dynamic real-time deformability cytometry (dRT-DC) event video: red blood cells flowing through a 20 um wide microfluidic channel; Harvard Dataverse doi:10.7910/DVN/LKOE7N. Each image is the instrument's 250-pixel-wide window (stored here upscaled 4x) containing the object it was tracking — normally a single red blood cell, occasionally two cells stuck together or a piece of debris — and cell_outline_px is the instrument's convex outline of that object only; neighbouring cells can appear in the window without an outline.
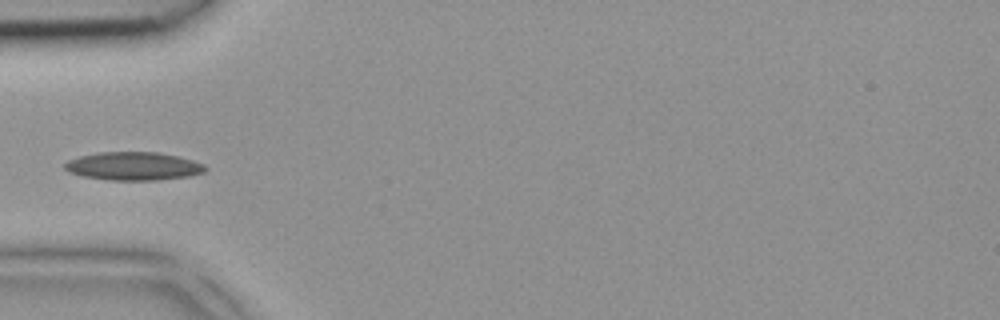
{"species": "common noctule bat (a hibernating species)", "species_latin": "Nyctalus noctula", "temperature_condition": "room temperature", "stored_images_in_passage": 4, "camera_frame_rate_fps": 3000, "um_per_image_px": 0.085, "animal": {"sex": "female", "body_mass_g": 18.4}, "frame": {"image": 1, "passage_image": 4, "time_ms": 1.0, "image_size_px": [1000, 320], "cell_outline_px": [[208, 168], [204, 172], [188, 176], [156, 180], [108, 180], [84, 176], [68, 172], [64, 168], [64, 164], [68, 160], [80, 156], [100, 152], [160, 152], [180, 156], [204, 164]], "centroid_in_image_um": [11.35, 14.11], "position_along_channel_um": 73.6, "area_um2": 23.18}}